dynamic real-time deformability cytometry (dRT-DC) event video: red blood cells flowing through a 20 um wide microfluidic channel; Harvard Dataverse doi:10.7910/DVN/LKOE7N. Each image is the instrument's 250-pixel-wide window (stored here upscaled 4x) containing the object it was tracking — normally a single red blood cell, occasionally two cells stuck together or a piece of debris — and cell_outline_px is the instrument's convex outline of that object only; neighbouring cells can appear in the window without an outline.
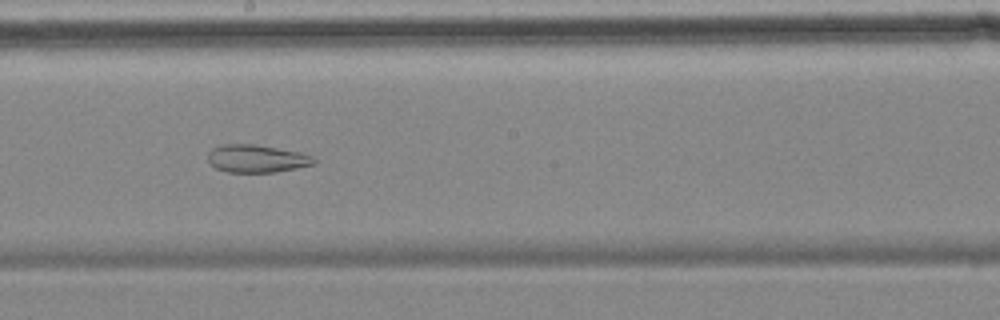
{"species": "common noctule bat (a hibernating species)", "species_latin": "Nyctalus noctula", "temperature_condition": "cold", "stored_images_in_passage": 57, "segment_of_instrument_passage": [2, 2], "camera_frame_rate_fps": 3000, "um_per_image_px": 0.085, "animal": {"sex": "female", "body_mass_g": 18.4}, "frame": {"image": 1, "passage_image": 31, "time_ms": 10.0, "image_size_px": [1000, 320], "cell_outline_px": [[316, 164], [276, 172], [228, 172], [216, 168], [208, 160], [208, 152], [212, 148], [224, 144], [256, 144], [300, 152], [312, 156], [316, 160]], "centroid_in_image_um": [21.83, 13.48], "position_along_channel_um": 226.4, "area_um2": 17.17}}
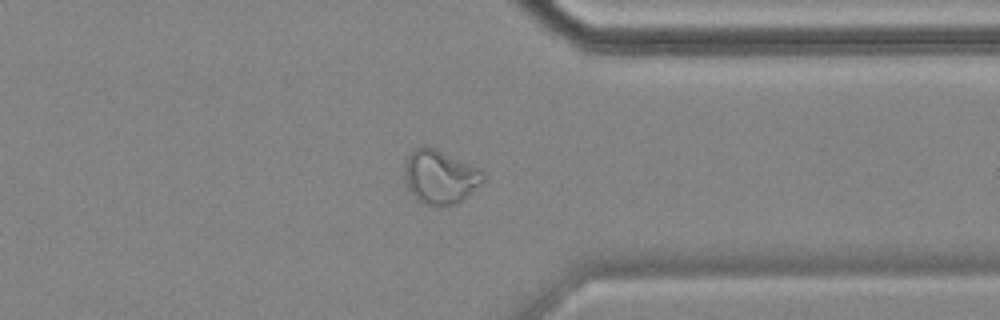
{"frame": {"image": 2, "passage_image": 44, "time_ms": 14.333, "image_size_px": [1000, 320], "cell_outline_px": [[488, 180], [468, 196], [456, 204], [424, 204], [416, 200], [408, 188], [404, 176], [404, 164], [408, 156], [416, 148], [424, 144], [436, 148], [484, 168]], "centroid_in_image_um": [37.49, 14.99], "position_along_channel_um": 373.9, "area_um2": 25.49}}